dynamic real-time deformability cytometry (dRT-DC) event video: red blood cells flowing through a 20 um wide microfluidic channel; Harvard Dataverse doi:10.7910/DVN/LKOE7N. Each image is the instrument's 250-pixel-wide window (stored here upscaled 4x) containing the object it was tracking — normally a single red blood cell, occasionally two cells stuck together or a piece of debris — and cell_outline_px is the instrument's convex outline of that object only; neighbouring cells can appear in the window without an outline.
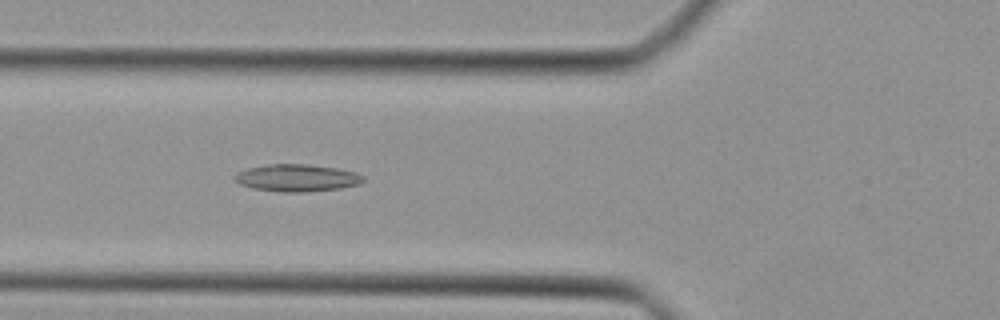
{"species": "Egyptian fruit bat (a non-hibernating species)", "species_latin": "Rousettus aegyptiacus", "temperature_condition": "cold", "stored_images_in_passage": 42, "camera_frame_rate_fps": 3000, "um_per_image_px": 0.085, "animal": {"sex": "female"}, "frame": {"image": 1, "passage_image": 14, "time_ms": 4.333, "image_size_px": [1000, 320], "cell_outline_px": [[364, 180], [360, 184], [340, 188], [300, 192], [284, 192], [256, 188], [240, 184], [232, 176], [236, 172], [248, 168], [268, 164], [304, 164], [336, 168], [356, 172], [364, 176]], "centroid_in_image_um": [25.25, 15.11], "position_along_channel_um": 100.6, "area_um2": 20.17}}
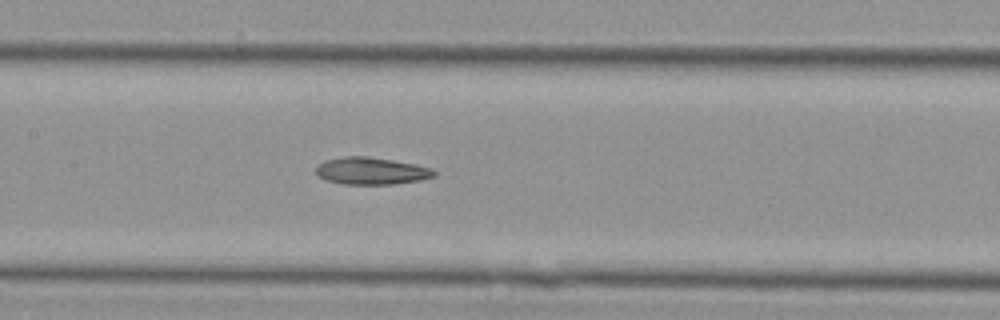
{"frame": {"image": 2, "passage_image": 19, "time_ms": 6.0, "image_size_px": [1000, 320], "cell_outline_px": [[436, 176], [420, 180], [392, 184], [344, 184], [324, 180], [316, 172], [316, 168], [320, 164], [328, 160], [344, 156], [368, 156], [416, 164], [432, 168], [436, 172]], "centroid_in_image_um": [31.6, 14.53], "position_along_channel_um": 175.8, "area_um2": 18.61}}
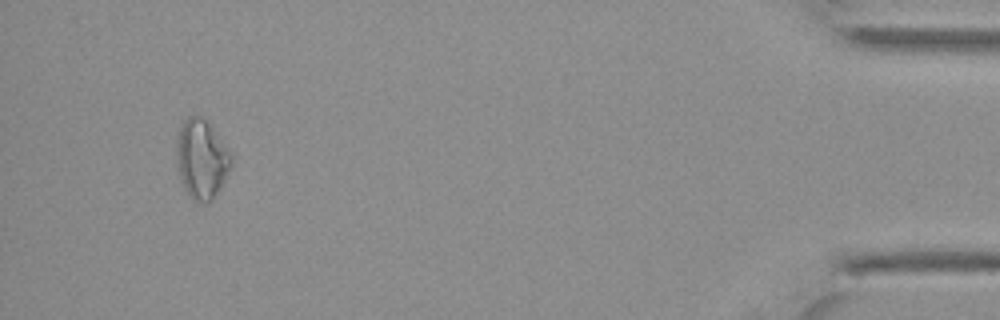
{"frame": {"image": 3, "passage_image": 40, "time_ms": 13.0, "image_size_px": [1000, 320], "cell_outline_px": [[232, 168], [220, 188], [212, 200], [208, 204], [196, 204], [192, 200], [184, 188], [180, 180], [176, 168], [176, 148], [180, 124], [188, 116], [200, 116], [208, 124], [232, 152]], "centroid_in_image_um": [17.13, 13.59], "position_along_channel_um": 418.1, "area_um2": 25.78}}